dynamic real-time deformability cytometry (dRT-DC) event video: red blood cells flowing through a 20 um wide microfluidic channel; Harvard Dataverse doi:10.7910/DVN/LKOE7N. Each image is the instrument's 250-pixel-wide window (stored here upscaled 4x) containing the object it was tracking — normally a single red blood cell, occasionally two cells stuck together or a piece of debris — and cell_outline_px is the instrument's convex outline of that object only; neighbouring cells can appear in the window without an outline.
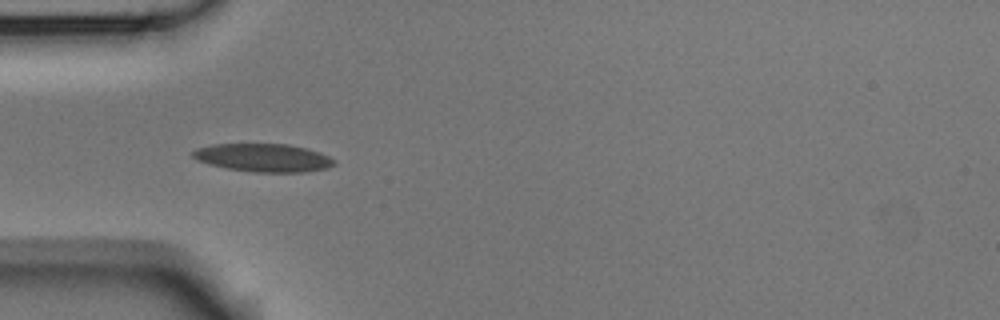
{"species": "Egyptian fruit bat (a non-hibernating species)", "species_latin": "Rousettus aegyptiacus", "temperature_condition": "room temperature", "stored_images_in_passage": 5, "camera_frame_rate_fps": 3000, "um_per_image_px": 0.085, "animal": {"sex": "male"}, "frame": {"image": 1, "passage_image": 4, "time_ms": 1.0, "image_size_px": [1000, 320], "cell_outline_px": [[336, 164], [328, 168], [304, 172], [252, 172], [228, 168], [208, 164], [196, 160], [192, 156], [192, 152], [196, 148], [212, 144], [288, 144], [320, 152], [336, 160]], "centroid_in_image_um": [22.38, 13.41], "position_along_channel_um": 62.6, "area_um2": 23.24}}
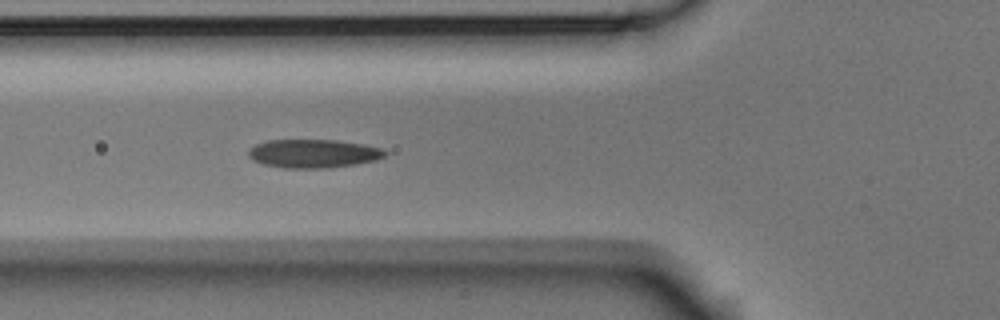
{"frame": {"image": 2, "passage_image": 5, "time_ms": 1.333, "image_size_px": [1000, 320], "cell_outline_px": [[388, 152], [384, 156], [376, 160], [356, 164], [328, 168], [284, 168], [264, 164], [252, 160], [248, 156], [248, 152], [256, 144], [268, 140], [340, 140], [364, 144], [384, 148]], "centroid_in_image_um": [26.68, 13.05], "position_along_channel_um": 99.1, "area_um2": 22.83}}